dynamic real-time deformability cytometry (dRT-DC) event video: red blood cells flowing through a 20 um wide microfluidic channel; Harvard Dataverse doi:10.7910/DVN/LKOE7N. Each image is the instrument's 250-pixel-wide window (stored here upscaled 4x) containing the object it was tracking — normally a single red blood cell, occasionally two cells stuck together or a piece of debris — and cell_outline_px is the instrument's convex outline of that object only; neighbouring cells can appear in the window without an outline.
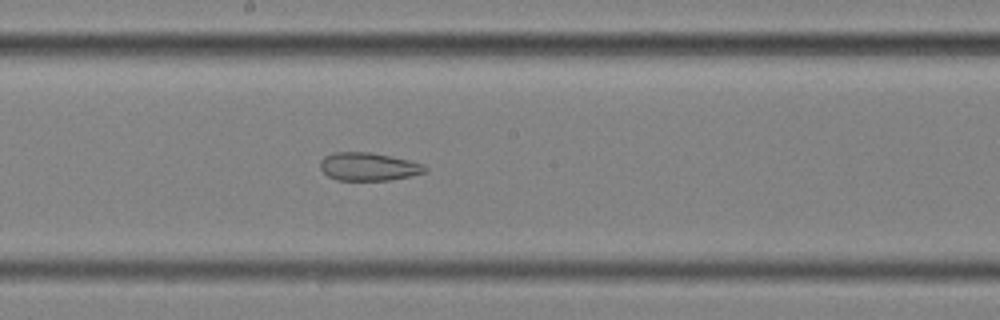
{"species": "common noctule bat (a hibernating species)", "species_latin": "Nyctalus noctula", "temperature_condition": "cold", "stored_images_in_passage": 58, "segment_of_instrument_passage": [2, 2], "camera_frame_rate_fps": 3000, "um_per_image_px": 0.085, "animal": {"sex": "female", "body_mass_g": 25.1}, "frame": {"image": 1, "passage_image": 32, "time_ms": 10.333, "image_size_px": [1000, 320], "cell_outline_px": [[428, 168], [424, 172], [408, 176], [388, 180], [336, 180], [328, 176], [320, 168], [320, 160], [324, 156], [336, 152], [372, 152], [408, 160], [424, 164]], "centroid_in_image_um": [31.29, 14.16], "position_along_channel_um": 216.9, "area_um2": 17.05}}
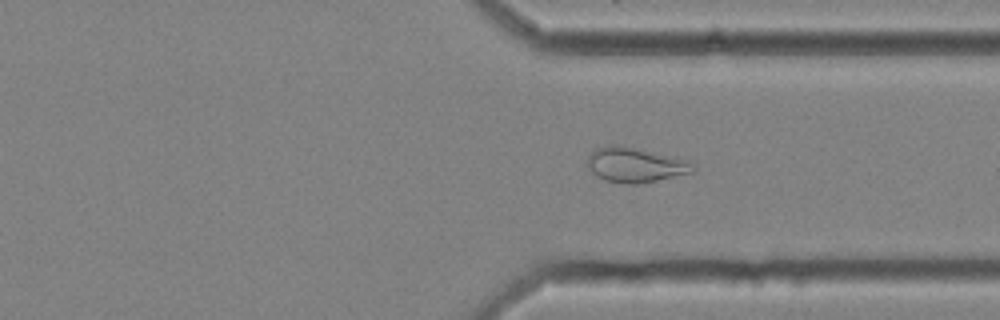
{"frame": {"image": 2, "passage_image": 44, "time_ms": 14.333, "image_size_px": [1000, 320], "cell_outline_px": [[696, 172], [636, 184], [628, 184], [604, 180], [596, 176], [584, 164], [588, 156], [596, 148], [612, 144], [620, 144], [688, 160], [696, 168]], "centroid_in_image_um": [53.96, 14.01], "position_along_channel_um": 357.4, "area_um2": 21.62}}
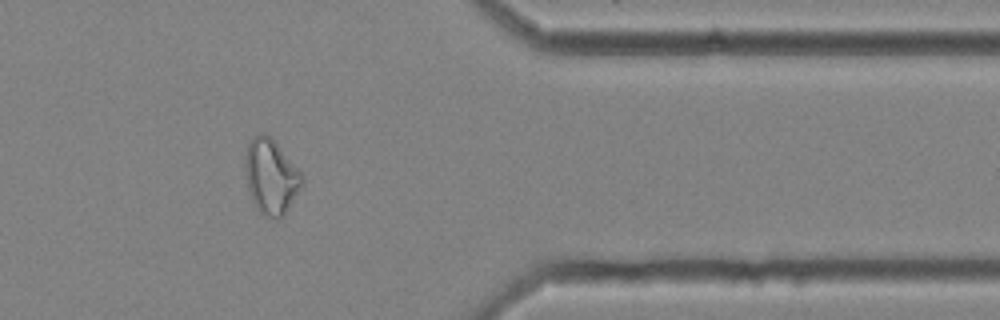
{"frame": {"image": 3, "passage_image": 48, "time_ms": 15.667, "image_size_px": [1000, 320], "cell_outline_px": [[304, 184], [284, 216], [276, 220], [264, 216], [256, 208], [252, 200], [248, 188], [244, 168], [244, 156], [248, 144], [260, 132], [264, 132], [272, 136], [304, 176]], "centroid_in_image_um": [23.05, 15.01], "position_along_channel_um": 388.4, "area_um2": 25.37}}